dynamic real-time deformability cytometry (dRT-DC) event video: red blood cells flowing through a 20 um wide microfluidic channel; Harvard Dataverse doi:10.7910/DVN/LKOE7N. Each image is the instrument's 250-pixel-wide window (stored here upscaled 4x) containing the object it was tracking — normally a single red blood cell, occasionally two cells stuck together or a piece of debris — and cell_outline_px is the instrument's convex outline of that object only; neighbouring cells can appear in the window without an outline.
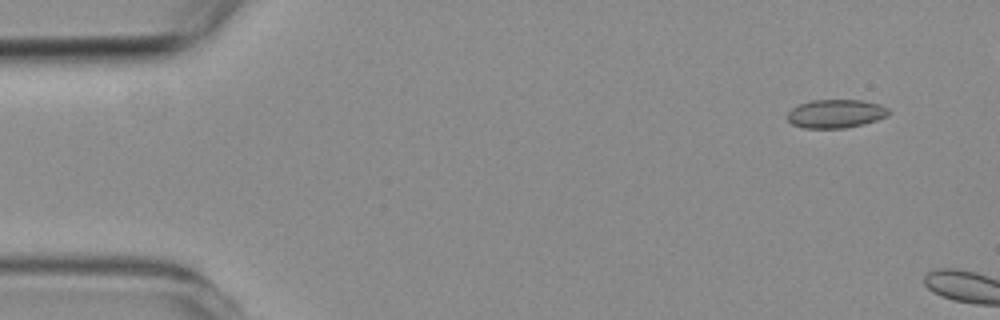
{"species": "common noctule bat (a hibernating species)", "species_latin": "Nyctalus noctula", "temperature_condition": "room temperature", "stored_images_in_passage": 2, "camera_frame_rate_fps": 3000, "um_per_image_px": 0.085, "animal": {"sex": "female", "body_mass_g": 19.3, "forearm_length_mm": 54.1}, "frame": {"image": 1, "passage_image": 1, "time_ms": 0.0, "image_size_px": [1000, 320], "cell_outline_px": [[892, 112], [888, 116], [864, 124], [844, 128], [804, 128], [792, 124], [784, 116], [792, 108], [800, 104], [812, 100], [860, 100], [880, 104], [888, 108]], "centroid_in_image_um": [71.04, 9.66], "position_along_channel_um": 14.0, "area_um2": 16.99}}